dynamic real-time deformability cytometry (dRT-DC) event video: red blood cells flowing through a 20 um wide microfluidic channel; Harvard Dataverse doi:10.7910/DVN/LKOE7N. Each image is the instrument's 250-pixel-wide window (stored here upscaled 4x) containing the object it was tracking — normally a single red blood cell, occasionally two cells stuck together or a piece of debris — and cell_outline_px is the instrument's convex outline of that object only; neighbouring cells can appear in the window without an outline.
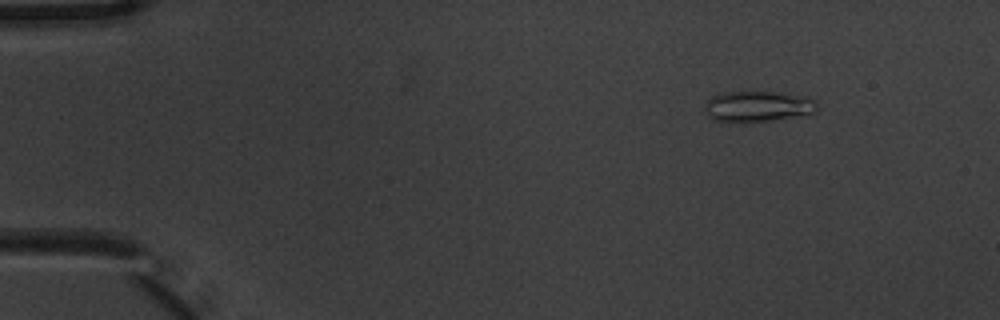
{"species": "common noctule bat (a hibernating species)", "species_latin": "Nyctalus noctula", "temperature_condition": "warm", "stored_images_in_passage": 5, "camera_frame_rate_fps": 3000, "um_per_image_px": 0.085, "animal": {"sex": "male", "body_mass_g": 20.1, "forearm_length_mm": 53.5}, "frame": {"image": 1, "passage_image": 1, "time_ms": 0.0, "image_size_px": [1000, 320], "cell_outline_px": [[816, 112], [812, 116], [768, 120], [712, 120], [704, 112], [704, 104], [712, 96], [724, 92], [772, 92], [804, 96], [816, 100]], "centroid_in_image_um": [64.47, 9.03], "position_along_channel_um": 20.5, "area_um2": 20.0}}
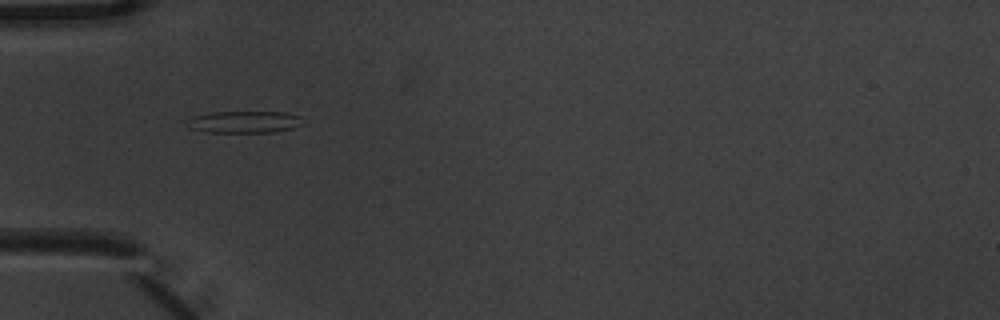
{"frame": {"image": 2, "passage_image": 4, "time_ms": 1.0, "image_size_px": [1000, 320], "cell_outline_px": [[304, 124], [292, 128], [276, 132], [204, 132], [188, 128], [184, 124], [192, 116], [212, 112], [284, 112], [300, 116]], "centroid_in_image_um": [20.73, 10.37], "position_along_channel_um": 64.3, "area_um2": 14.97}}
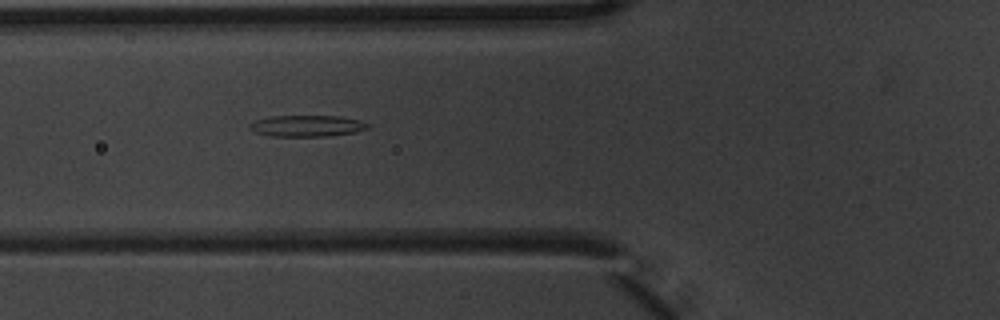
{"frame": {"image": 3, "passage_image": 5, "time_ms": 1.333, "image_size_px": [1000, 320], "cell_outline_px": [[372, 128], [356, 132], [328, 136], [272, 136], [256, 132], [248, 128], [248, 124], [256, 120], [268, 116], [340, 116], [360, 120], [368, 124]], "centroid_in_image_um": [26.11, 10.7], "position_along_channel_um": 99.7, "area_um2": 14.8}}